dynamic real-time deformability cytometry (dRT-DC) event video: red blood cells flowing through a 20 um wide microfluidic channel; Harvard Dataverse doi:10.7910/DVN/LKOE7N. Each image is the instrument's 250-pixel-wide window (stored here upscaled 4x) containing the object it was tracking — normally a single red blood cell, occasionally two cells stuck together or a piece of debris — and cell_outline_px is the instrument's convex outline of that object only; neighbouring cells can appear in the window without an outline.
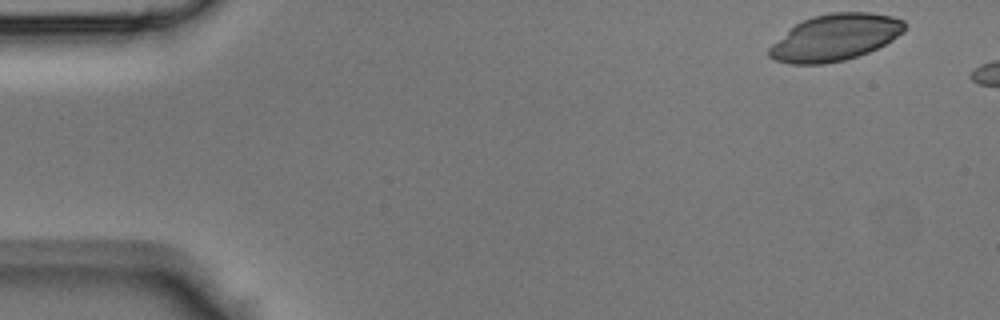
{"species": "Egyptian fruit bat (a non-hibernating species)", "species_latin": "Rousettus aegyptiacus", "temperature_condition": "room temperature", "stored_images_in_passage": 5, "camera_frame_rate_fps": 3000, "um_per_image_px": 0.085, "animal": {"sex": "male"}, "frame": {"image": 1, "passage_image": 1, "time_ms": 0.0, "image_size_px": [1000, 320], "cell_outline_px": [[908, 24], [904, 32], [892, 40], [868, 52], [844, 60], [824, 64], [792, 64], [776, 60], [768, 56], [768, 48], [772, 44], [796, 24], [812, 16], [832, 12], [872, 12], [892, 16], [904, 20]], "centroid_in_image_um": [71.02, 3.17], "position_along_channel_um": 14.0, "area_um2": 36.65}}